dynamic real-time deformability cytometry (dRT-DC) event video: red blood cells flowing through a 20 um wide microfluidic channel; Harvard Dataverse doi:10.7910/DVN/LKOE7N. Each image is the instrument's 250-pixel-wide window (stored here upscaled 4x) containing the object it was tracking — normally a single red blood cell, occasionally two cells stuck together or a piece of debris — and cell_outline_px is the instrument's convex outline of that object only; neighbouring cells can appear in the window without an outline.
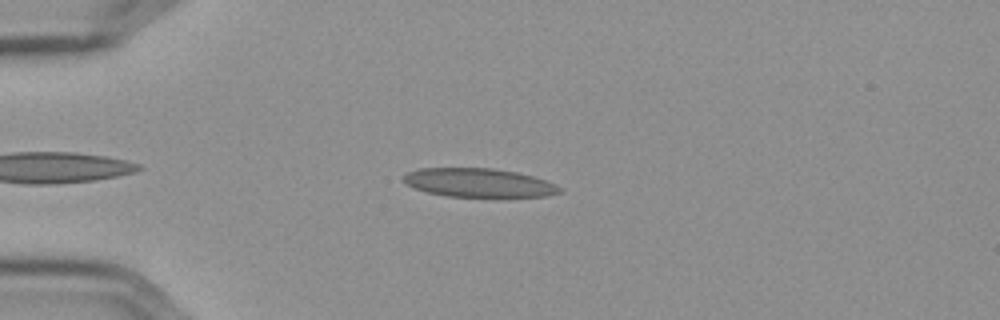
{"species": "Egyptian fruit bat (a non-hibernating species)", "species_latin": "Rousettus aegyptiacus", "temperature_condition": "cold", "stored_images_in_passage": 44, "camera_frame_rate_fps": 3000, "um_per_image_px": 0.085, "frame": {"image": 1, "passage_image": 7, "time_ms": 2.0, "image_size_px": [1000, 320], "cell_outline_px": [[560, 192], [544, 196], [448, 196], [428, 192], [416, 188], [408, 184], [404, 180], [404, 176], [408, 172], [420, 168], [492, 168], [516, 172], [532, 176], [544, 180], [560, 188]], "centroid_in_image_um": [40.66, 15.52], "position_along_channel_um": 44.3, "area_um2": 25.43}}
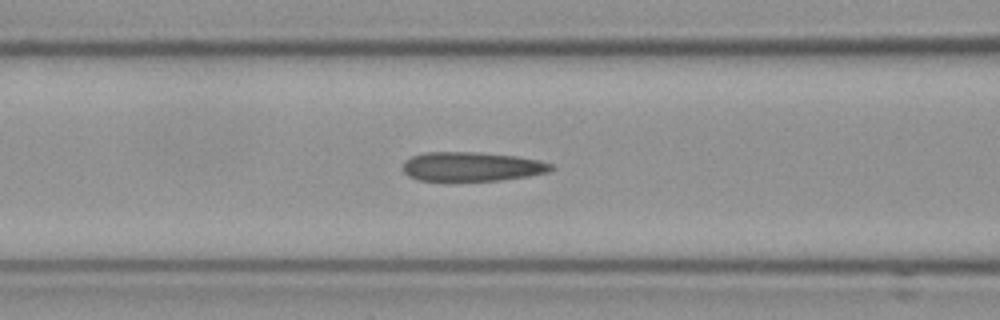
{"frame": {"image": 2, "passage_image": 16, "time_ms": 5.0, "image_size_px": [1000, 320], "cell_outline_px": [[556, 168], [548, 172], [528, 176], [500, 180], [420, 180], [408, 176], [404, 172], [404, 160], [412, 156], [424, 152], [476, 152], [516, 156], [536, 160], [552, 164]], "centroid_in_image_um": [40.1, 14.15], "position_along_channel_um": 126.5, "area_um2": 25.03}}
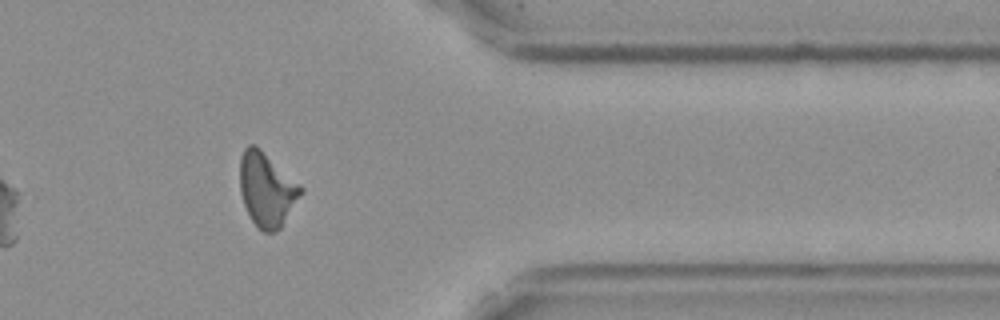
{"frame": {"image": 3, "passage_image": 39, "time_ms": 12.667, "image_size_px": [1000, 320], "cell_outline_px": [[304, 192], [280, 228], [276, 232], [264, 232], [252, 220], [244, 204], [240, 192], [240, 156], [244, 148], [248, 144], [256, 144], [300, 184], [304, 188]], "centroid_in_image_um": [22.68, 16.08], "position_along_channel_um": 388.7, "area_um2": 26.3}, "authors_computed_cell_mechanics": {"area_um2": 25.6632, "velocity_mm_per_s": 3.5992, "shape_relaxation_time_tau1_ms": null, "shape_relaxation_time_tau2_ms": 2.3483, "deformation_change_tau1": null, "deformation_change_tau2": 0.1291}}